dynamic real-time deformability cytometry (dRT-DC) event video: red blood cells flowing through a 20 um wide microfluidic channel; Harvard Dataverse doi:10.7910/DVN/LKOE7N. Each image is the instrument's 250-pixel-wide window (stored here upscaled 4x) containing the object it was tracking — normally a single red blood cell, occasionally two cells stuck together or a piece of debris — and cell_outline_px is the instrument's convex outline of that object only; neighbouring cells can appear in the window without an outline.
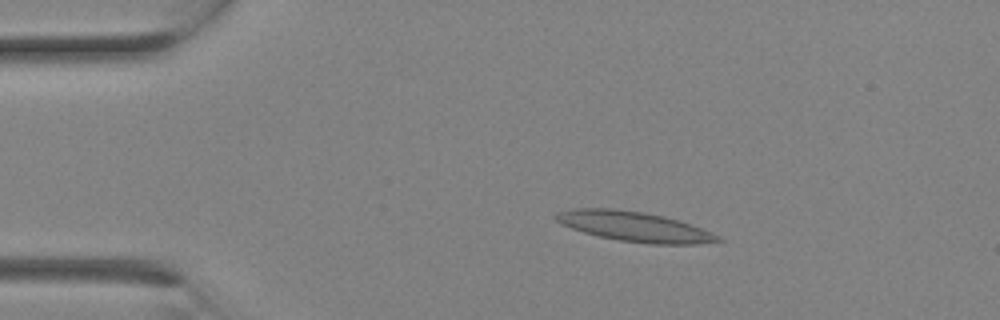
{"species": "Egyptian fruit bat (a non-hibernating species)", "species_latin": "Rousettus aegyptiacus", "temperature_condition": "room temperature", "stored_images_in_passage": 10, "camera_frame_rate_fps": 3000, "um_per_image_px": 0.085, "animal": {"sex": "female"}, "frame": {"image": 1, "passage_image": 4, "time_ms": 1.0, "image_size_px": [1000, 320], "cell_outline_px": [[724, 240], [696, 244], [652, 244], [620, 240], [600, 236], [584, 232], [560, 224], [552, 216], [556, 212], [576, 208], [612, 208], [644, 212], [664, 216], [680, 220], [692, 224], [720, 236]], "centroid_in_image_um": [53.91, 19.24], "position_along_channel_um": 31.1, "area_um2": 28.21}}
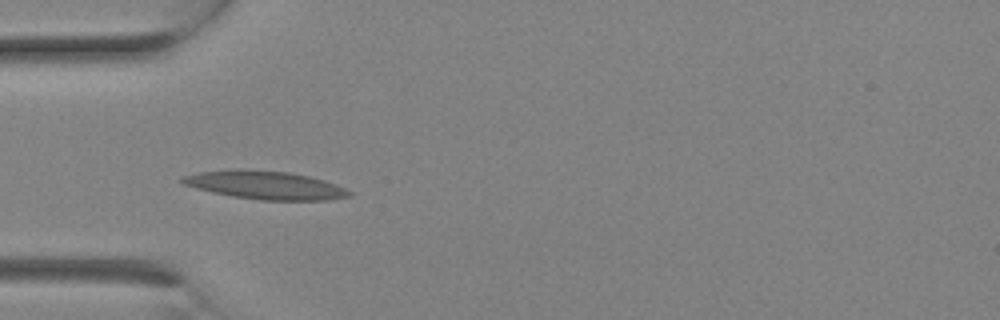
{"frame": {"image": 2, "passage_image": 7, "time_ms": 2.0, "image_size_px": [1000, 320], "cell_outline_px": [[352, 196], [328, 200], [260, 200], [232, 196], [212, 192], [196, 188], [184, 184], [180, 180], [180, 176], [200, 172], [288, 172], [308, 176], [324, 180], [336, 184], [352, 192]], "centroid_in_image_um": [22.63, 15.79], "position_along_channel_um": 62.4, "area_um2": 26.3}}
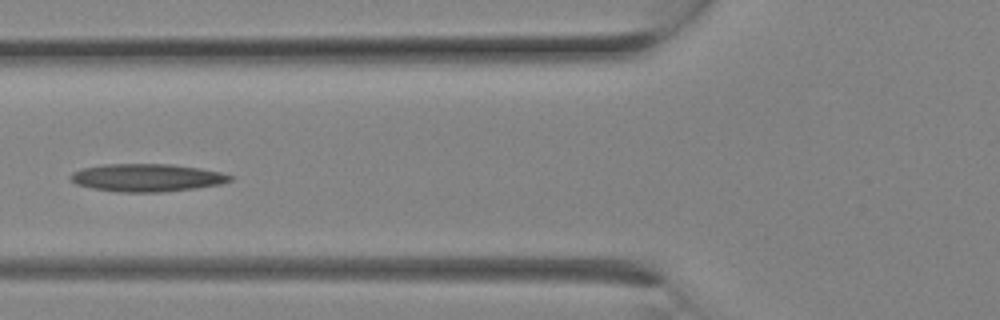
{"frame": {"image": 3, "passage_image": 9, "time_ms": 2.667, "image_size_px": [1000, 320], "cell_outline_px": [[232, 180], [220, 184], [196, 188], [160, 192], [120, 192], [92, 188], [76, 184], [68, 176], [72, 172], [80, 168], [104, 164], [172, 164], [200, 168], [220, 172], [232, 176]], "centroid_in_image_um": [12.45, 15.09], "position_along_channel_um": 113.3, "area_um2": 25.84}}